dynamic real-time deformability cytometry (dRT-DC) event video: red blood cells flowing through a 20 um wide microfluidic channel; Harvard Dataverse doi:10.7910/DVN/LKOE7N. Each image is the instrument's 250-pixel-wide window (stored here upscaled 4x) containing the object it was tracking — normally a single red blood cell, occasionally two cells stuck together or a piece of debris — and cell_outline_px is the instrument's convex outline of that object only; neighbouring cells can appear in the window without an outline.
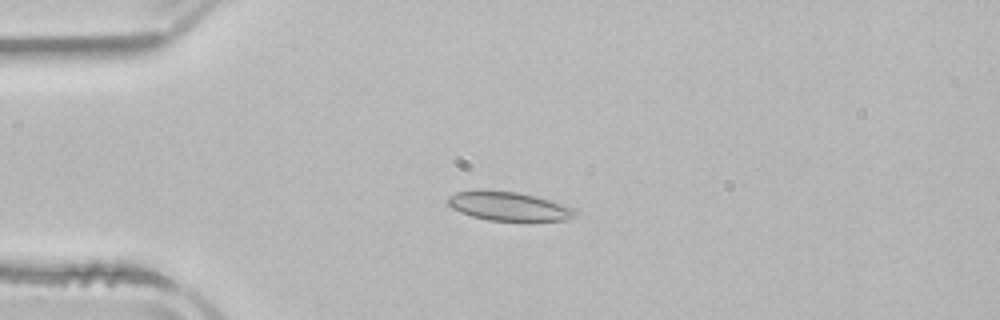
{"species": "common noctule bat (a hibernating species)", "species_latin": "Nyctalus noctula", "temperature_condition": "room temperature", "stored_images_in_passage": 4, "camera_frame_rate_fps": 3000, "um_per_image_px": 0.085, "animal": {"sex": "male", "body_mass_g": 21.5, "forearm_length_mm": 52.0}, "frame": {"image": 1, "passage_image": 3, "time_ms": 2.667, "image_size_px": [1000, 320], "cell_outline_px": [[580, 212], [576, 216], [564, 220], [488, 220], [472, 216], [460, 212], [452, 208], [448, 204], [448, 196], [456, 192], [476, 188], [480, 188], [516, 192], [536, 196], [576, 208]], "centroid_in_image_um": [43.22, 17.5], "position_along_channel_um": 41.8, "area_um2": 21.73}}